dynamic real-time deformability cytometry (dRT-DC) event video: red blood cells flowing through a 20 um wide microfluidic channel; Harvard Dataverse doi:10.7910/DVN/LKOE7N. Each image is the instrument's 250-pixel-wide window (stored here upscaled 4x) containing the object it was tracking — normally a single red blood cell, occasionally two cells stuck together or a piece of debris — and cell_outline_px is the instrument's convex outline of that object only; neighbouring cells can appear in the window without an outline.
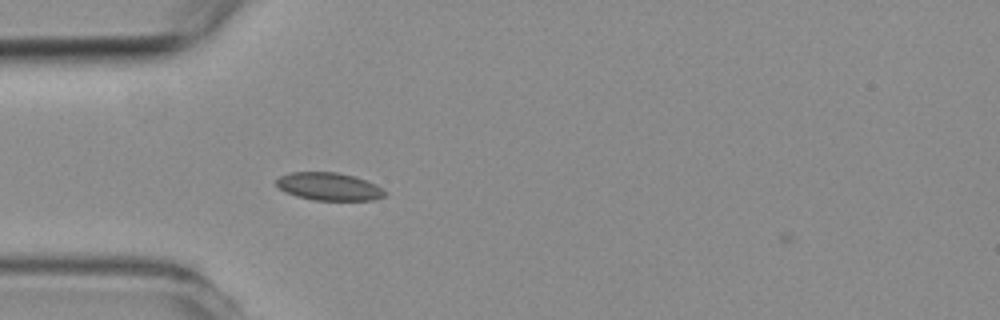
{"species": "common noctule bat (a hibernating species)", "species_latin": "Nyctalus noctula", "temperature_condition": "room temperature", "stored_images_in_passage": 1, "camera_frame_rate_fps": 3000, "um_per_image_px": 0.085, "animal": {"sex": "female", "body_mass_g": 19.3, "forearm_length_mm": 54.1}, "frame": {"image": 1, "passage_image": 1, "time_ms": 0.0, "image_size_px": [1000, 320], "cell_outline_px": [[388, 192], [384, 196], [372, 200], [316, 200], [296, 196], [284, 192], [276, 184], [276, 180], [280, 176], [292, 172], [336, 172], [356, 176], [376, 184]], "centroid_in_image_um": [27.98, 15.85], "position_along_channel_um": 57.0, "area_um2": 17.63}}